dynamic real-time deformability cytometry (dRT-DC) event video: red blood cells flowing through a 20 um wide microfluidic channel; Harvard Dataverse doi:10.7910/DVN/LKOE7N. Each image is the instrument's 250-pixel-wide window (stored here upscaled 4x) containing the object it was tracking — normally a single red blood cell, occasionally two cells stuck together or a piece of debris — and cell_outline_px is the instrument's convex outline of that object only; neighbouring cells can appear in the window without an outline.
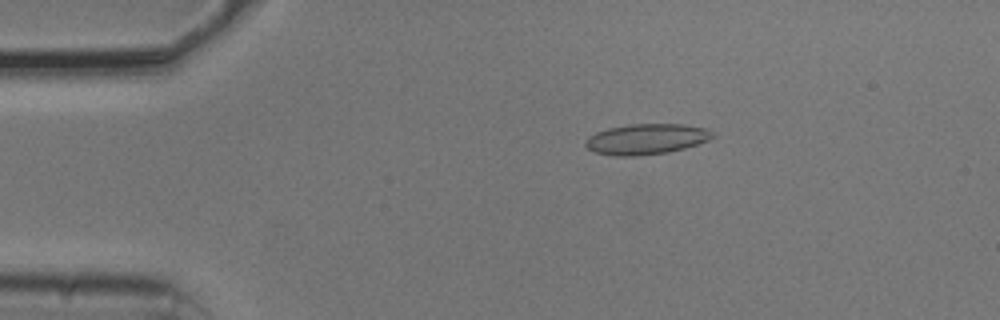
{"species": "common noctule bat (a hibernating species)", "species_latin": "Nyctalus noctula", "temperature_condition": "cold", "stored_images_in_passage": 47, "camera_frame_rate_fps": 3000, "um_per_image_px": 0.085, "animal": {"sex": "male", "body_mass_g": 20.5, "forearm_length_mm": 52.5}, "frame": {"image": 1, "passage_image": 3, "time_ms": 0.667, "image_size_px": [1000, 320], "cell_outline_px": [[716, 136], [708, 140], [684, 148], [668, 152], [636, 156], [616, 156], [596, 152], [588, 148], [584, 144], [588, 136], [596, 132], [608, 128], [628, 124], [684, 124], [704, 128], [712, 132]], "centroid_in_image_um": [54.92, 11.82], "position_along_channel_um": 30.1, "area_um2": 22.54}}
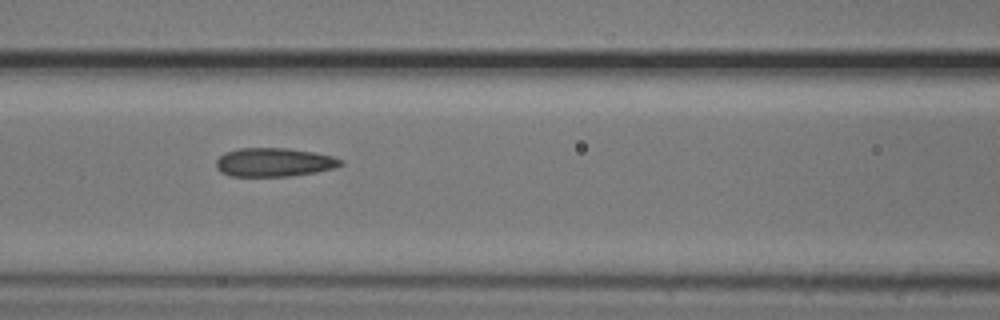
{"frame": {"image": 2, "passage_image": 16, "time_ms": 5.0, "image_size_px": [1000, 320], "cell_outline_px": [[344, 164], [332, 168], [316, 172], [288, 176], [232, 176], [220, 172], [216, 168], [216, 160], [224, 152], [240, 148], [288, 148], [312, 152], [332, 156], [344, 160]], "centroid_in_image_um": [23.27, 13.79], "position_along_channel_um": 143.3, "area_um2": 20.81}}
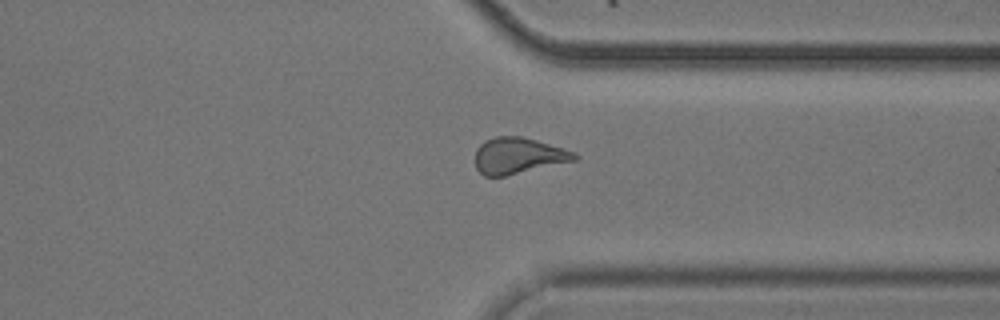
{"frame": {"image": 3, "passage_image": 34, "time_ms": 11.0, "image_size_px": [1000, 320], "cell_outline_px": [[580, 156], [576, 160], [504, 176], [484, 176], [476, 168], [476, 148], [484, 140], [496, 136], [520, 136], [536, 140], [564, 148], [576, 152]], "centroid_in_image_um": [44.06, 13.22], "position_along_channel_um": 367.3, "area_um2": 20.92}, "authors_computed_cell_mechanics": {"area_um2": 21.0392, "velocity_mm_per_s": 3.754, "shape_relaxation_time_tau1_ms": null, "shape_relaxation_time_tau2_ms": 2.79, "deformation_change_tau1": null, "deformation_change_tau2": 0.1045}}